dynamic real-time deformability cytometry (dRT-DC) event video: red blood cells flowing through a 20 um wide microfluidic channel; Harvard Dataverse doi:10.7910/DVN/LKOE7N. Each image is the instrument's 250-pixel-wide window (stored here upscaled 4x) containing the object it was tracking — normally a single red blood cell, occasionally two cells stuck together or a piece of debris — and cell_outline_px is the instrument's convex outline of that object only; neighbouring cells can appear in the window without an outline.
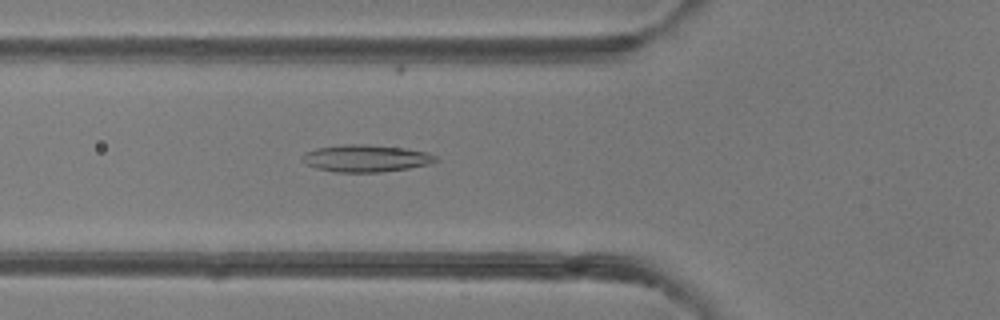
{"species": "common noctule bat (a hibernating species)", "species_latin": "Nyctalus noctula", "temperature_condition": "room temperature", "stored_images_in_passage": 49, "camera_frame_rate_fps": 3000, "um_per_image_px": 0.085, "animal": {"sex": "female"}, "frame": {"image": 1, "passage_image": 18, "time_ms": 5.667, "image_size_px": [1000, 320], "cell_outline_px": [[436, 160], [428, 164], [408, 168], [380, 172], [336, 172], [316, 168], [308, 164], [300, 156], [304, 152], [316, 148], [344, 144], [364, 144], [404, 148], [428, 152], [436, 156]], "centroid_in_image_um": [31.07, 13.45], "position_along_channel_um": 94.7, "area_um2": 20.92}}
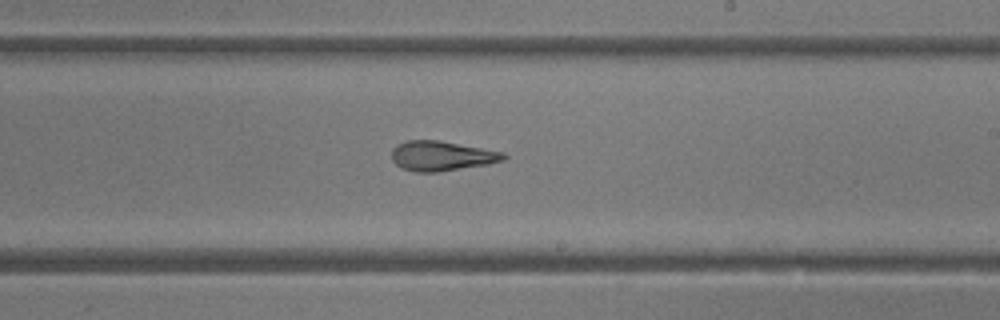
{"frame": {"image": 2, "passage_image": 29, "time_ms": 9.333, "image_size_px": [1000, 320], "cell_outline_px": [[508, 156], [504, 160], [488, 164], [436, 172], [416, 172], [400, 168], [392, 160], [392, 148], [396, 144], [408, 140], [440, 140], [504, 152]], "centroid_in_image_um": [37.52, 13.25], "position_along_channel_um": 251.5, "area_um2": 19.54}}
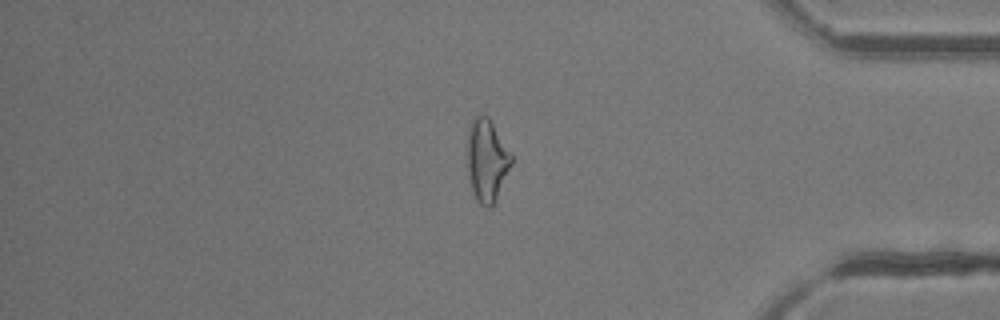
{"frame": {"image": 3, "passage_image": 41, "time_ms": 13.333, "image_size_px": [1000, 320], "cell_outline_px": [[512, 164], [496, 200], [492, 208], [488, 208], [480, 204], [476, 200], [472, 192], [468, 180], [468, 128], [472, 116], [488, 116], [512, 156]], "centroid_in_image_um": [41.36, 13.67], "position_along_channel_um": 393.8, "area_um2": 21.21}, "authors_computed_cell_mechanics": {"area_um2": 21.675, "velocity_mm_per_s": 4.262, "shape_relaxation_time_tau1_ms": 7.0203, "shape_relaxation_time_tau2_ms": 3.0236, "deformation_change_tau1": 0.1922, "deformation_change_tau2": 0.1374}}